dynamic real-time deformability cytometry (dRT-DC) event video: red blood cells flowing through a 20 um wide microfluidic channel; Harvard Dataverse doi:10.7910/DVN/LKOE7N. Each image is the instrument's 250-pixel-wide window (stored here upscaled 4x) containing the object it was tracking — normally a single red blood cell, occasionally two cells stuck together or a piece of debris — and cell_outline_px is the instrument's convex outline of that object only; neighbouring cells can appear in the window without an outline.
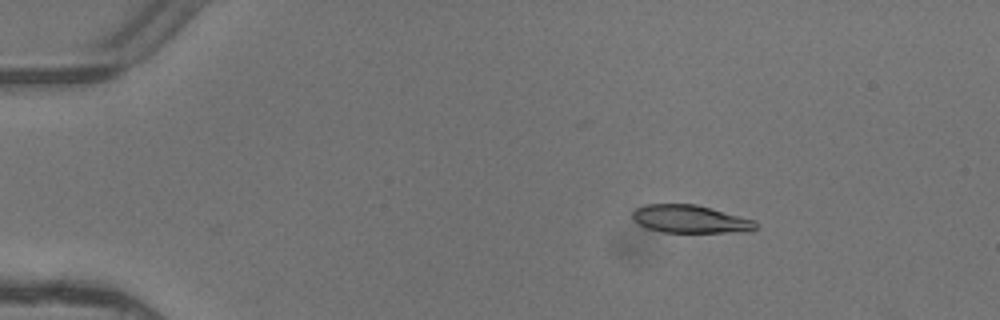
{"species": "common noctule bat (a hibernating species)", "species_latin": "Nyctalus noctula", "temperature_condition": "warm", "stored_images_in_passage": 5, "camera_frame_rate_fps": 3000, "um_per_image_px": 0.085, "animal": {"sex": "female"}, "frame": {"image": 1, "passage_image": 3, "time_ms": 0.667, "image_size_px": [1000, 320], "cell_outline_px": [[756, 228], [752, 232], [664, 232], [648, 228], [640, 224], [632, 216], [632, 212], [636, 208], [648, 204], [696, 204], [712, 208], [756, 220]], "centroid_in_image_um": [58.73, 18.62], "position_along_channel_um": 26.3, "area_um2": 20.0}}
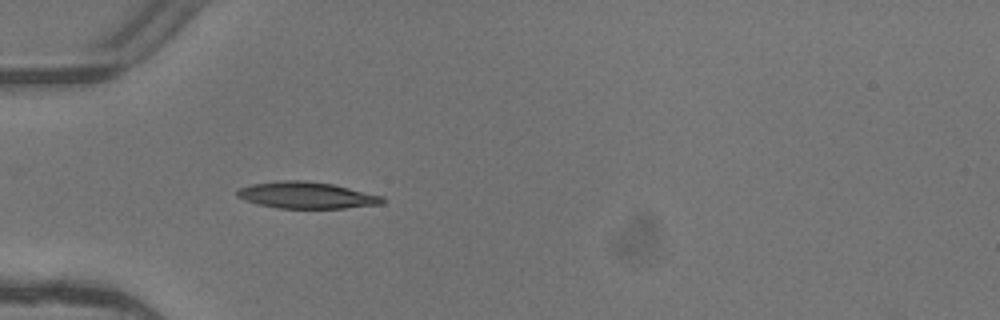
{"frame": {"image": 2, "passage_image": 5, "time_ms": 1.333, "image_size_px": [1000, 320], "cell_outline_px": [[384, 204], [344, 208], [280, 208], [260, 204], [236, 196], [236, 192], [240, 188], [252, 184], [284, 180], [304, 180], [332, 184], [384, 196]], "centroid_in_image_um": [26.11, 16.59], "position_along_channel_um": 58.9, "area_um2": 22.25}}